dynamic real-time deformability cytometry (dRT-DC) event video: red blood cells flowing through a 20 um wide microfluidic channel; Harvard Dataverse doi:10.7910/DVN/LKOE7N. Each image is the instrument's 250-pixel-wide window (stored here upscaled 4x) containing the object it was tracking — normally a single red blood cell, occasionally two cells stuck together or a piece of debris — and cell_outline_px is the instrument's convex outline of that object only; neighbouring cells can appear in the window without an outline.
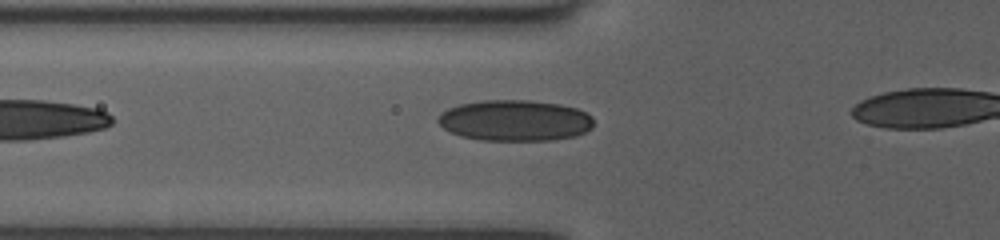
{"species": "human", "species_latin": "Homo sapiens", "temperature_condition": "room temperature", "stored_images_in_passage": 28, "camera_frame_rate_fps": 3000, "um_per_image_px": 0.085, "donor": {"sex": "female"}, "frame": {"image": 1, "passage_image": 2, "time_ms": 0.333, "image_size_px": [1000, 240], "cell_outline_px": [[592, 128], [576, 136], [552, 140], [480, 140], [460, 136], [444, 128], [436, 120], [440, 112], [448, 108], [460, 104], [484, 100], [528, 100], [560, 104], [576, 108], [592, 116]], "centroid_in_image_um": [43.75, 10.24], "position_along_channel_um": 82.0, "area_um2": 37.22}}
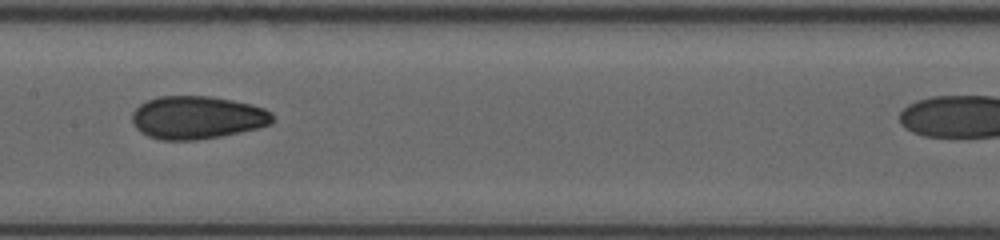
{"frame": {"image": 2, "passage_image": 10, "time_ms": 3.0, "image_size_px": [1000, 240], "cell_outline_px": [[272, 124], [256, 128], [220, 136], [196, 140], [160, 140], [148, 136], [140, 132], [136, 128], [132, 120], [132, 112], [140, 104], [148, 100], [160, 96], [212, 96], [252, 104], [264, 108], [272, 112]], "centroid_in_image_um": [16.74, 9.98], "position_along_channel_um": 190.7, "area_um2": 35.14}}
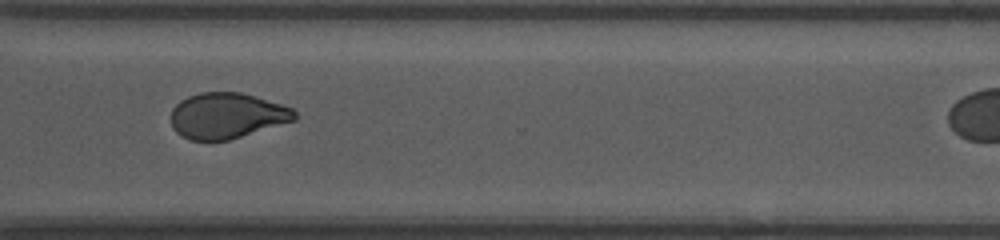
{"frame": {"image": 3, "passage_image": 22, "time_ms": 7.0, "image_size_px": [1000, 240], "cell_outline_px": [[296, 120], [228, 140], [192, 140], [180, 136], [172, 128], [172, 108], [180, 100], [188, 96], [200, 92], [240, 92], [256, 96], [292, 108], [296, 112]], "centroid_in_image_um": [19.27, 9.82], "position_along_channel_um": 351.3, "area_um2": 32.89}}